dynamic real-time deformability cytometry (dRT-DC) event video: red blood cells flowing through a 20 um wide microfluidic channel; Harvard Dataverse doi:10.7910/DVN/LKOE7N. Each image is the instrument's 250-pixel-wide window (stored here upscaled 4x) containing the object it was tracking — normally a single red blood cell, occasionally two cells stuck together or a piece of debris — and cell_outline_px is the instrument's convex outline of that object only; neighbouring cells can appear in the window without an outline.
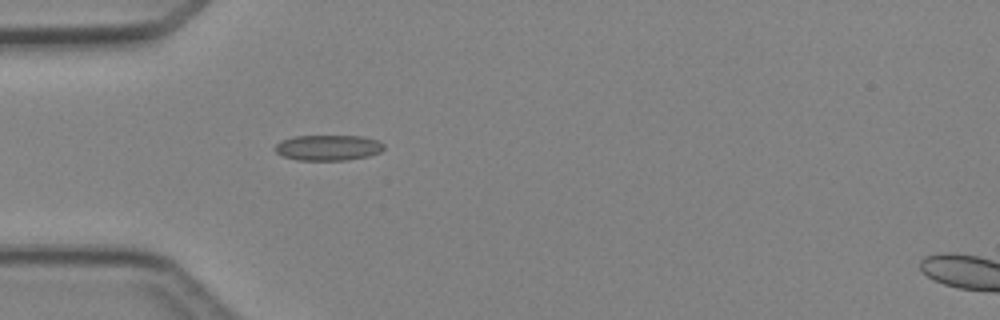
{"species": "Egyptian fruit bat (a non-hibernating species)", "species_latin": "Rousettus aegyptiacus", "temperature_condition": "cold", "stored_images_in_passage": 19, "camera_frame_rate_fps": 3000, "um_per_image_px": 0.085, "animal": {"sex": "female"}, "frame": {"image": 1, "passage_image": 1, "time_ms": 0.0, "image_size_px": [1000, 320], "cell_outline_px": [[384, 148], [380, 152], [368, 156], [344, 160], [296, 160], [284, 156], [276, 152], [272, 148], [280, 140], [292, 136], [360, 136], [376, 140], [384, 144]], "centroid_in_image_um": [27.84, 12.55], "position_along_channel_um": 57.2, "area_um2": 16.24}}
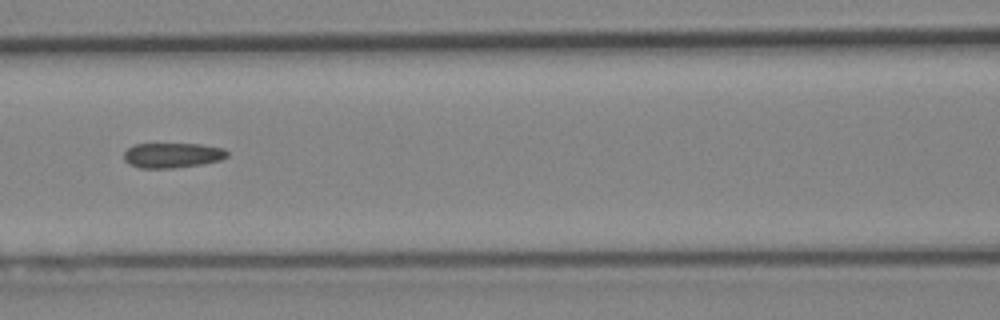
{"frame": {"image": 2, "passage_image": 8, "time_ms": 2.333, "image_size_px": [1000, 320], "cell_outline_px": [[228, 156], [220, 160], [200, 164], [172, 168], [140, 168], [128, 164], [124, 160], [124, 152], [128, 148], [136, 144], [200, 144], [224, 148], [228, 152]], "centroid_in_image_um": [14.64, 13.2], "position_along_channel_um": 152.0, "area_um2": 15.03}}
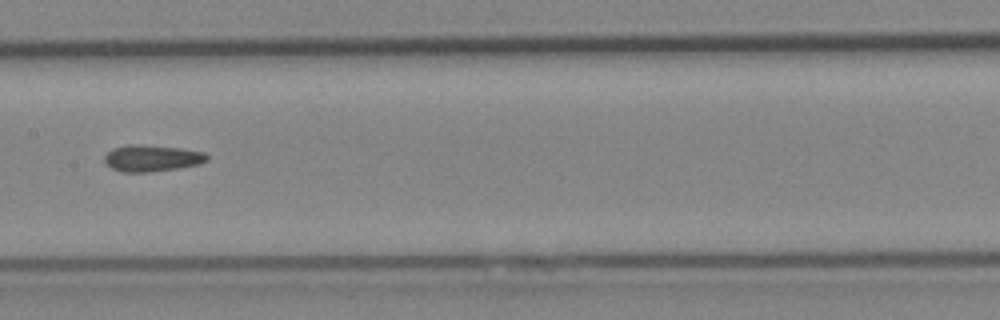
{"frame": {"image": 3, "passage_image": 11, "time_ms": 3.333, "image_size_px": [1000, 320], "cell_outline_px": [[208, 160], [200, 164], [176, 168], [148, 172], [120, 172], [104, 164], [104, 156], [112, 148], [128, 144], [136, 144], [180, 148], [204, 152], [208, 156]], "centroid_in_image_um": [12.87, 13.44], "position_along_channel_um": 194.5, "area_um2": 15.9}}